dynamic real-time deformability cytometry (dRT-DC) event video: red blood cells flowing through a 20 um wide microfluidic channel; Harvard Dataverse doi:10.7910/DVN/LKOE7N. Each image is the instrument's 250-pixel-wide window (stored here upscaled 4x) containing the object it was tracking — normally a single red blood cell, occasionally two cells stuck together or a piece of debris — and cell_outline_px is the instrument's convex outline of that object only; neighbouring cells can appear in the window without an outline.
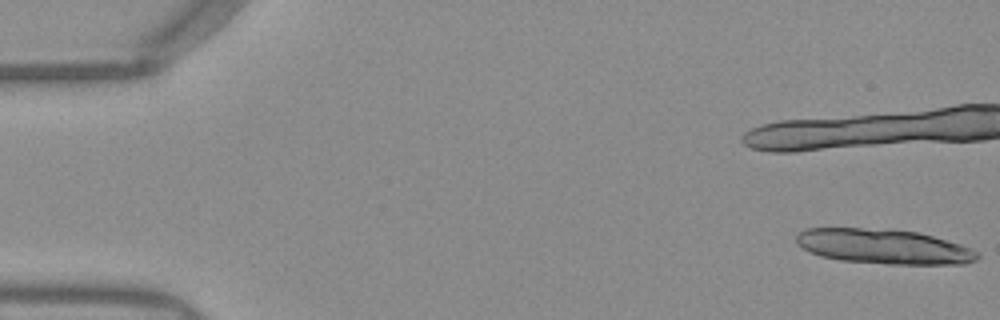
{"species": "Egyptian fruit bat (a non-hibernating species)", "species_latin": "Rousettus aegyptiacus", "temperature_condition": "warm", "stored_images_in_passage": 14, "camera_frame_rate_fps": 3000, "um_per_image_px": 0.085, "frame": {"image": 1, "passage_image": 1, "time_ms": 0.0, "image_size_px": [1000, 320], "cell_outline_px": [[980, 256], [976, 260], [964, 264], [888, 264], [840, 260], [820, 256], [796, 244], [796, 236], [800, 232], [808, 228], [860, 228], [920, 232], [960, 244], [976, 252]], "centroid_in_image_um": [75.11, 20.96], "position_along_channel_um": 9.9, "area_um2": 36.41}}